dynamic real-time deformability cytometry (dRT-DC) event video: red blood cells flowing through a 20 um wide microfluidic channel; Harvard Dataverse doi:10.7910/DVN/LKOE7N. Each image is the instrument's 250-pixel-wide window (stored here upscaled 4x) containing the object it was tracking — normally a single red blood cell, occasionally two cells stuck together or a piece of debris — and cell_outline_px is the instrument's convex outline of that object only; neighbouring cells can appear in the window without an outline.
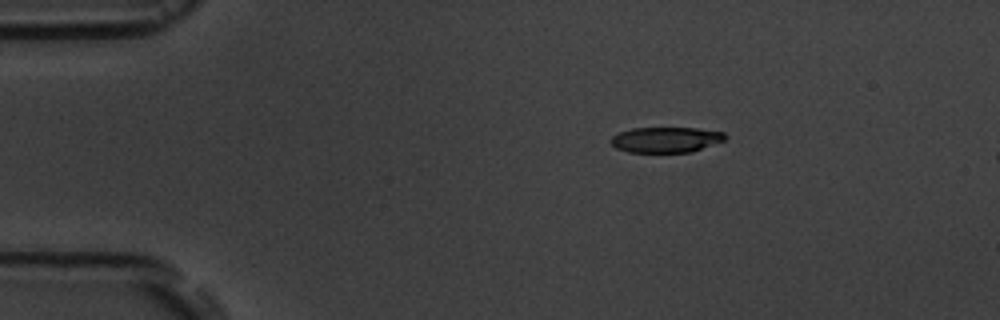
{"species": "common noctule bat (a hibernating species)", "species_latin": "Nyctalus noctula", "temperature_condition": "room temperature", "stored_images_in_passage": 4, "camera_frame_rate_fps": 3000, "um_per_image_px": 0.085, "animal": {"sex": "male", "body_mass_g": 19.5, "forearm_length_mm": 54.6}, "frame": {"image": 1, "passage_image": 2, "time_ms": 1.333, "image_size_px": [1000, 320], "cell_outline_px": [[728, 136], [724, 140], [692, 152], [628, 152], [616, 148], [612, 144], [612, 136], [620, 132], [632, 128], [696, 128], [724, 132]], "centroid_in_image_um": [56.62, 11.87], "position_along_channel_um": 28.4, "area_um2": 16.88}}